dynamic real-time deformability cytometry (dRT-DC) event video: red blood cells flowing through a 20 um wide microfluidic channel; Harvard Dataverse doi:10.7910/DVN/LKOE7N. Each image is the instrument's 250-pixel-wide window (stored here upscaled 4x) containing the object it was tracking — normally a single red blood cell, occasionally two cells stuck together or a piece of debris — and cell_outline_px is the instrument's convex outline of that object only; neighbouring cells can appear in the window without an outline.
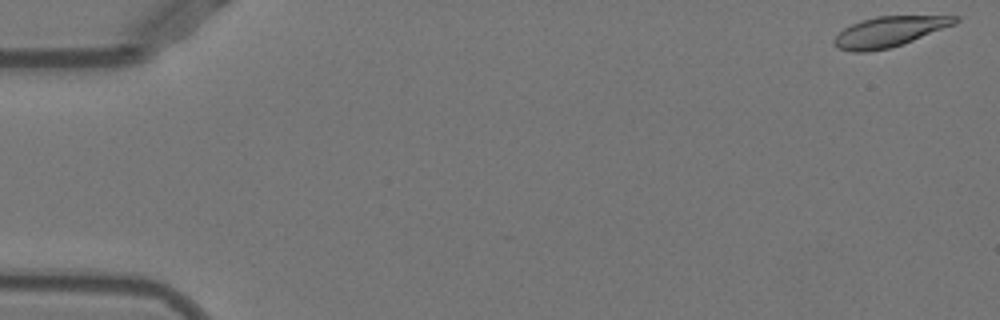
{"species": "Egyptian fruit bat (a non-hibernating species)", "species_latin": "Rousettus aegyptiacus", "temperature_condition": "warm", "stored_images_in_passage": 52, "camera_frame_rate_fps": 3000, "um_per_image_px": 0.085, "animal": {"sex": "female"}, "frame": {"image": 1, "passage_image": 1, "time_ms": 0.0, "image_size_px": [1000, 320], "cell_outline_px": [[960, 20], [956, 24], [912, 40], [888, 48], [864, 52], [852, 52], [836, 48], [832, 40], [844, 28], [860, 20], [876, 16], [960, 16]], "centroid_in_image_um": [75.56, 2.68], "position_along_channel_um": 9.4, "area_um2": 21.15}}
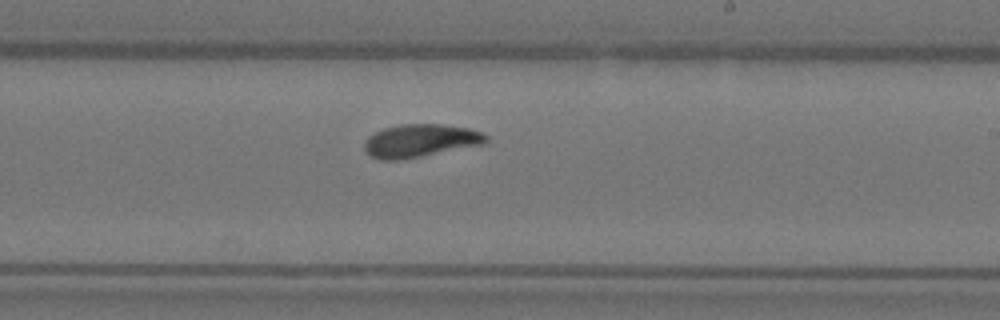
{"frame": {"image": 2, "passage_image": 31, "time_ms": 10.0, "image_size_px": [1000, 320], "cell_outline_px": [[488, 140], [484, 144], [400, 160], [380, 160], [364, 152], [364, 140], [368, 136], [384, 128], [400, 124], [440, 124], [468, 128], [480, 132], [488, 136]], "centroid_in_image_um": [35.69, 11.96], "position_along_channel_um": 253.3, "area_um2": 23.35}}
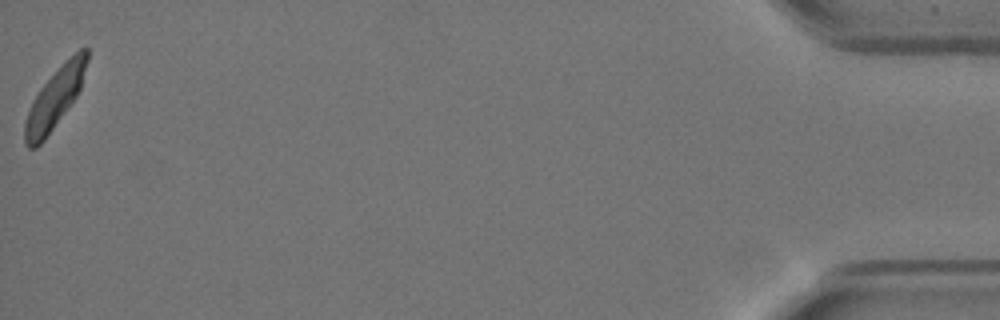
{"frame": {"image": 3, "passage_image": 52, "time_ms": 17.0, "image_size_px": [1000, 320], "cell_outline_px": [[88, 60], [80, 88], [76, 96], [44, 140], [36, 148], [28, 148], [24, 144], [24, 124], [32, 100], [40, 88], [80, 48], [88, 48]], "centroid_in_image_um": [4.63, 8.42], "position_along_channel_um": 430.6, "area_um2": 20.98}, "authors_computed_cell_mechanics": {"area_um2": 22.542, "velocity_mm_per_s": 3.8947, "shape_relaxation_time_tau1_ms": 3.0294, "shape_relaxation_time_tau2_ms": 1.4568, "deformation_change_tau1": 0.1335, "deformation_change_tau2": 0.0585}}